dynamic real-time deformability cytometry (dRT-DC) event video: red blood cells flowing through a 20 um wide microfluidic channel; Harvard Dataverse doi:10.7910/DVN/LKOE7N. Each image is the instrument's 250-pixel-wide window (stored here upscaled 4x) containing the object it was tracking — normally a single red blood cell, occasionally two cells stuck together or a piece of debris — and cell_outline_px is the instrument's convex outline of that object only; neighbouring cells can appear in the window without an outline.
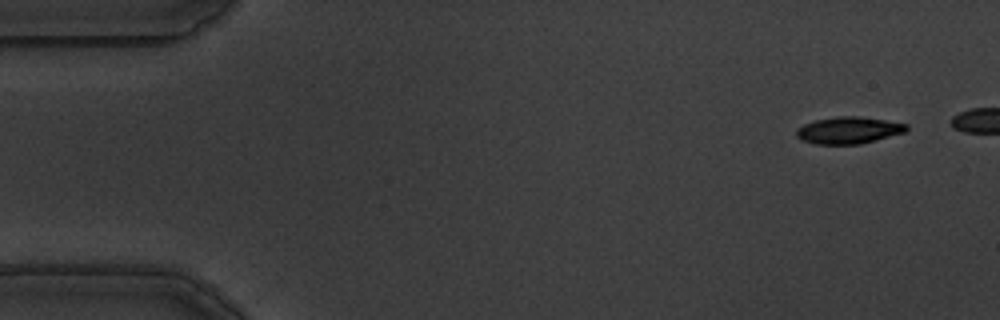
{"species": "common noctule bat (a hibernating species)", "species_latin": "Nyctalus noctula", "temperature_condition": "warm", "stored_images_in_passage": 47, "camera_frame_rate_fps": 3000, "um_per_image_px": 0.085, "animal": {"sex": "male", "body_mass_g": 19.5, "forearm_length_mm": 54.6}, "frame": {"image": 1, "passage_image": 4, "time_ms": 1.0, "image_size_px": [1000, 320], "cell_outline_px": [[908, 128], [904, 132], [860, 144], [816, 144], [800, 140], [796, 136], [796, 128], [804, 124], [816, 120], [836, 116], [860, 116], [908, 124]], "centroid_in_image_um": [72.09, 11.07], "position_along_channel_um": 12.9, "area_um2": 17.17}}
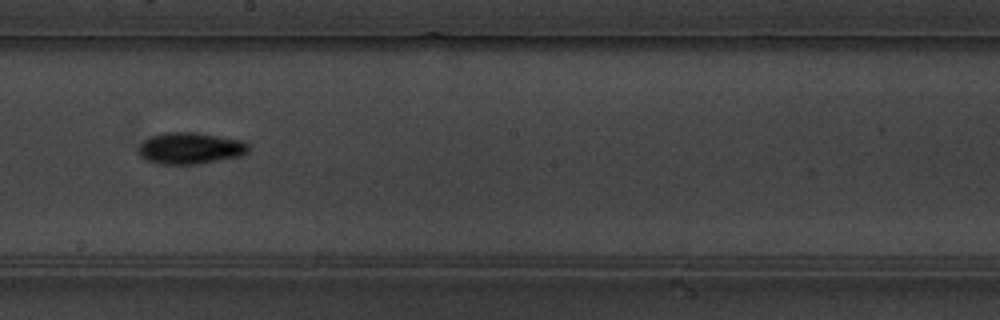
{"frame": {"image": 2, "passage_image": 32, "time_ms": 10.333, "image_size_px": [1000, 320], "cell_outline_px": [[248, 152], [240, 156], [196, 164], [160, 164], [148, 160], [140, 156], [140, 144], [144, 140], [152, 136], [164, 132], [196, 132], [240, 140], [248, 144]], "centroid_in_image_um": [16.17, 12.59], "position_along_channel_um": 232.0, "area_um2": 19.94}}
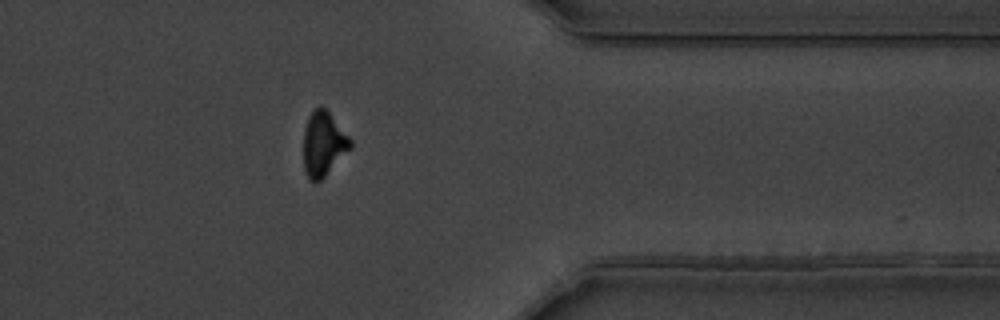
{"frame": {"image": 3, "passage_image": 46, "time_ms": 15.0, "image_size_px": [1000, 320], "cell_outline_px": [[352, 148], [316, 184], [308, 180], [304, 172], [304, 128], [308, 116], [312, 108], [320, 104], [328, 112], [352, 140]], "centroid_in_image_um": [27.47, 12.23], "position_along_channel_um": 383.9, "area_um2": 17.8}}